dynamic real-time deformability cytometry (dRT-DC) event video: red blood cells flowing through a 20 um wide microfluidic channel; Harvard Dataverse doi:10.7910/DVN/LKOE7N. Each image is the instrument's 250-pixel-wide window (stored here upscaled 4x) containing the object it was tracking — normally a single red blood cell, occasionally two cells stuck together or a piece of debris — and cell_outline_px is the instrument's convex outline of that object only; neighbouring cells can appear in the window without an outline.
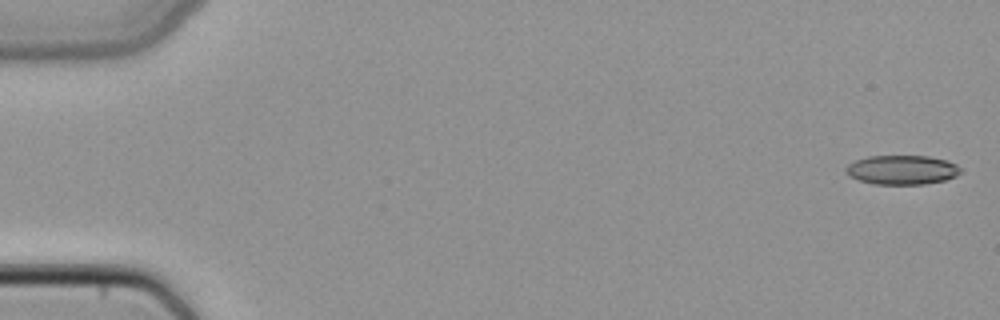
{"species": "common noctule bat (a hibernating species)", "species_latin": "Nyctalus noctula", "temperature_condition": "cold", "stored_images_in_passage": 16, "camera_frame_rate_fps": 3000, "um_per_image_px": 0.085, "animal": {"sex": "female", "body_mass_g": 22.7, "forearm_length_mm": 54.2}, "frame": {"image": 1, "passage_image": 1, "time_ms": 0.0, "image_size_px": [1000, 320], "cell_outline_px": [[964, 172], [956, 176], [944, 180], [924, 184], [872, 184], [848, 176], [844, 172], [844, 168], [848, 164], [856, 160], [868, 156], [928, 156], [948, 160], [956, 164]], "centroid_in_image_um": [76.67, 14.43], "position_along_channel_um": 8.3, "area_um2": 19.77}}
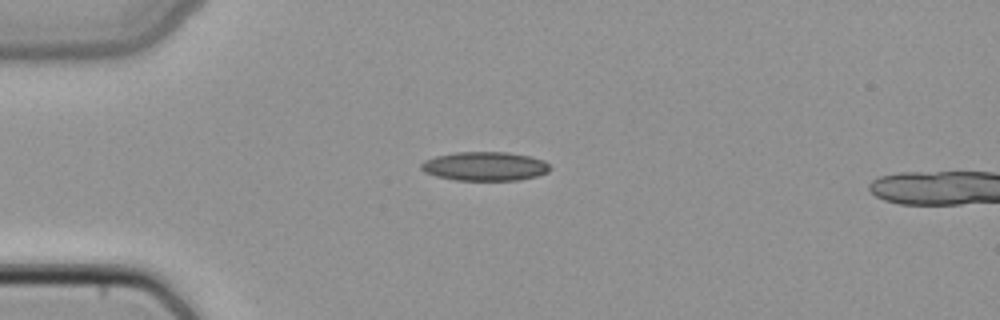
{"frame": {"image": 2, "passage_image": 13, "time_ms": 4.0, "image_size_px": [1000, 320], "cell_outline_px": [[552, 168], [548, 172], [536, 176], [520, 180], [456, 180], [436, 176], [424, 172], [420, 168], [420, 164], [424, 160], [436, 156], [456, 152], [508, 152], [532, 156], [544, 160]], "centroid_in_image_um": [41.23, 14.13], "position_along_channel_um": 43.8, "area_um2": 21.91}}